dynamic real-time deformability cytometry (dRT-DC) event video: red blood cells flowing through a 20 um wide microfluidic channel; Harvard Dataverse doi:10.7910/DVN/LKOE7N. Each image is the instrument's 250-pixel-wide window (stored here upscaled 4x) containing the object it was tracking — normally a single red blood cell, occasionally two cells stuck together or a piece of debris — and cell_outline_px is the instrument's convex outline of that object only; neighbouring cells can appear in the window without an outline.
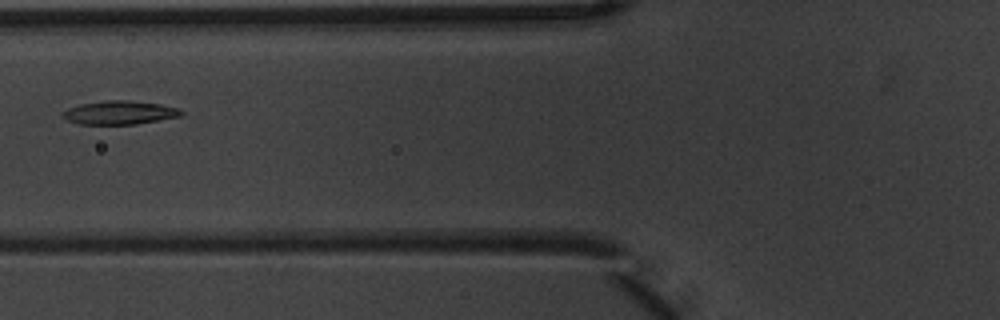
{"species": "common noctule bat (a hibernating species)", "species_latin": "Nyctalus noctula", "temperature_condition": "warm", "stored_images_in_passage": 3, "camera_frame_rate_fps": 3000, "um_per_image_px": 0.085, "animal": {"sex": "male", "body_mass_g": 20.1, "forearm_length_mm": 53.5}, "frame": {"image": 1, "passage_image": 3, "time_ms": 0.667, "image_size_px": [1000, 320], "cell_outline_px": [[184, 112], [180, 116], [136, 124], [80, 124], [68, 120], [60, 116], [60, 112], [68, 108], [80, 104], [104, 100], [128, 100], [160, 104], [180, 108]], "centroid_in_image_um": [10.13, 9.56], "position_along_channel_um": 115.7, "area_um2": 16.36}}